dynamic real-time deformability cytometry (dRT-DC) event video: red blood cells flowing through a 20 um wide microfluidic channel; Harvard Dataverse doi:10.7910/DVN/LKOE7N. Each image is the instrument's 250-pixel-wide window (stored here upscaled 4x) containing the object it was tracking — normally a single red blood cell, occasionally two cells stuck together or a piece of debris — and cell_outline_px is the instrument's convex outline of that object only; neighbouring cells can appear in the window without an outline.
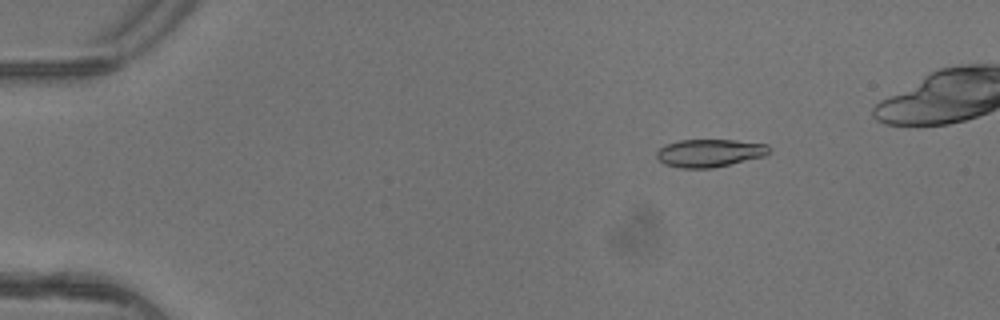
{"species": "common noctule bat (a hibernating species)", "species_latin": "Nyctalus noctula", "temperature_condition": "warm", "stored_images_in_passage": 6, "camera_frame_rate_fps": 3000, "um_per_image_px": 0.085, "animal": {"sex": "female"}, "frame": {"image": 1, "passage_image": 3, "time_ms": 0.667, "image_size_px": [1000, 320], "cell_outline_px": [[772, 152], [764, 156], [712, 168], [680, 168], [664, 164], [656, 156], [656, 152], [660, 148], [668, 144], [680, 140], [736, 140], [768, 144], [772, 148]], "centroid_in_image_um": [60.36, 13.0], "position_along_channel_um": 24.6, "area_um2": 18.26}}